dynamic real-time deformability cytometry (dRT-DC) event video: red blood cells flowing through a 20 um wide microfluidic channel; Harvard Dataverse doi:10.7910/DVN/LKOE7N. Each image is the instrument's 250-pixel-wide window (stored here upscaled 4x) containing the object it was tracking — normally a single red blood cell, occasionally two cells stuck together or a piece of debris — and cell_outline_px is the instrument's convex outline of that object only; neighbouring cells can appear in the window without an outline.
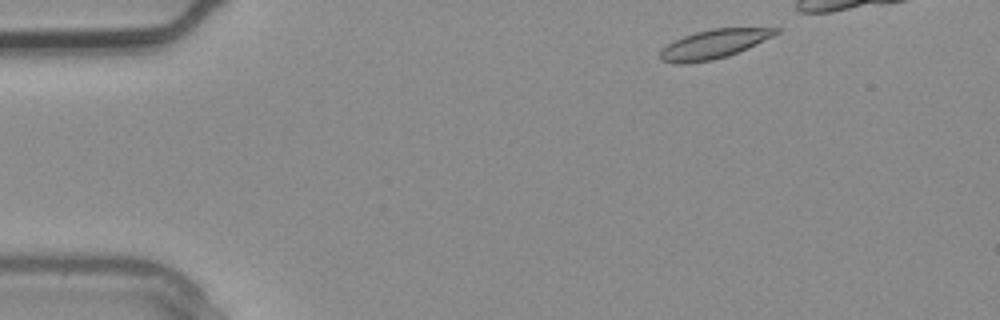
{"species": "common noctule bat (a hibernating species)", "species_latin": "Nyctalus noctula", "temperature_condition": "warm", "stored_images_in_passage": 3, "camera_frame_rate_fps": 3000, "um_per_image_px": 0.085, "animal": {"sex": "male", "body_mass_g": 20.4}, "frame": {"image": 1, "passage_image": 1, "time_ms": 0.0, "image_size_px": [1000, 320], "cell_outline_px": [[780, 32], [748, 48], [728, 56], [712, 60], [684, 64], [676, 64], [660, 60], [660, 52], [668, 44], [684, 36], [696, 32], [712, 28], [780, 28]], "centroid_in_image_um": [60.67, 3.76], "position_along_channel_um": 24.3, "area_um2": 19.31}}